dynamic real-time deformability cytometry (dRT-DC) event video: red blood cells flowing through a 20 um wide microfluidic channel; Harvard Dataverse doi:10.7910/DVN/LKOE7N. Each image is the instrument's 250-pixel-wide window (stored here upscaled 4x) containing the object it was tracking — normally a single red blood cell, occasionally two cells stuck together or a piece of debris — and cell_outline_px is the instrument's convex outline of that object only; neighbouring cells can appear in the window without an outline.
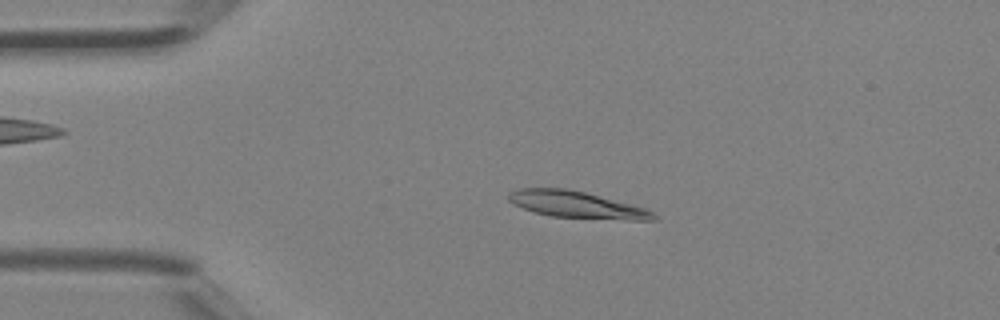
{"species": "Egyptian fruit bat (a non-hibernating species)", "species_latin": "Rousettus aegyptiacus", "temperature_condition": "room temperature", "stored_images_in_passage": 40, "camera_frame_rate_fps": 3000, "um_per_image_px": 0.085, "animal": {"sex": "female"}, "frame": {"image": 1, "passage_image": 8, "time_ms": 2.333, "image_size_px": [1000, 320], "cell_outline_px": [[656, 220], [628, 220], [552, 216], [536, 212], [524, 208], [508, 200], [508, 192], [516, 188], [564, 188], [584, 192], [644, 208], [652, 212], [656, 216]], "centroid_in_image_um": [48.97, 17.39], "position_along_channel_um": 36.0, "area_um2": 22.08}}
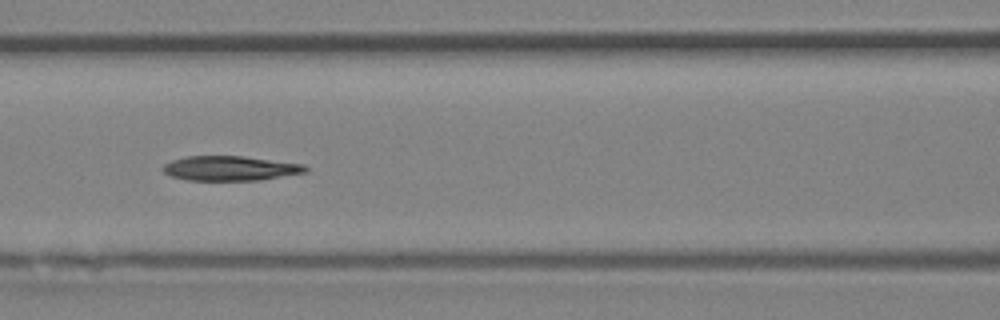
{"frame": {"image": 2, "passage_image": 17, "time_ms": 5.333, "image_size_px": [1000, 320], "cell_outline_px": [[308, 172], [260, 180], [188, 180], [172, 176], [164, 172], [160, 168], [164, 164], [172, 160], [188, 156], [244, 156], [304, 164], [308, 168]], "centroid_in_image_um": [19.58, 14.3], "position_along_channel_um": 147.0, "area_um2": 20.52}}
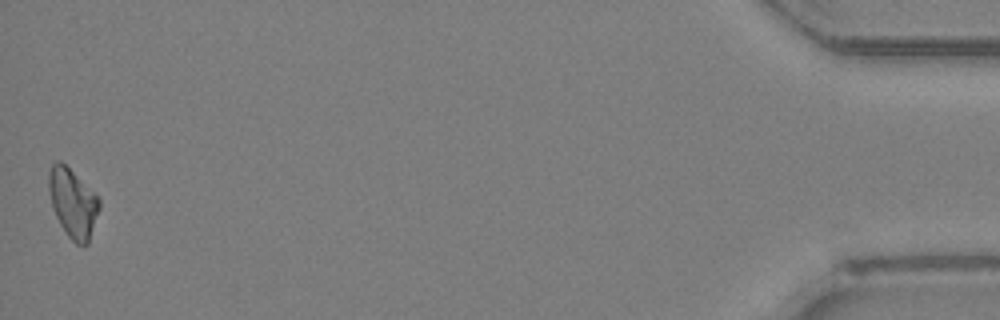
{"frame": {"image": 3, "passage_image": 40, "time_ms": 13.0, "image_size_px": [1000, 320], "cell_outline_px": [[100, 208], [88, 244], [76, 244], [68, 236], [60, 224], [52, 208], [48, 192], [48, 172], [52, 164], [56, 160], [60, 160], [100, 200]], "centroid_in_image_um": [6.16, 17.27], "position_along_channel_um": 429.0, "area_um2": 20.0}}